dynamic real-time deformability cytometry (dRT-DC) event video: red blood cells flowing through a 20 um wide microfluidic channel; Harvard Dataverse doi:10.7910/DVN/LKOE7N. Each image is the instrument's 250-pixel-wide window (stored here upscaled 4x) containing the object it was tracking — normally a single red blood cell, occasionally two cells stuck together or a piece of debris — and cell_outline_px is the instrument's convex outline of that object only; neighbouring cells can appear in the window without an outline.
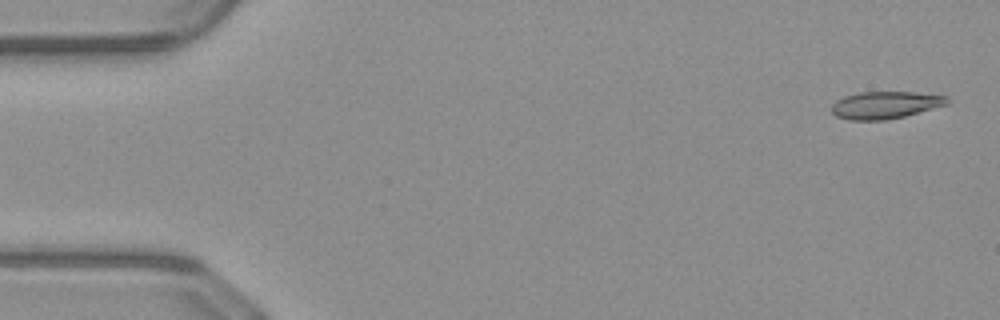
{"species": "common noctule bat (a hibernating species)", "species_latin": "Nyctalus noctula", "temperature_condition": "warm", "stored_images_in_passage": 46, "camera_frame_rate_fps": 3000, "um_per_image_px": 0.085, "animal": {"sex": "male", "body_mass_g": 23.1, "forearm_length_mm": 52.7}, "frame": {"image": 1, "passage_image": 2, "time_ms": 0.333, "image_size_px": [1000, 320], "cell_outline_px": [[948, 104], [904, 116], [884, 120], [848, 120], [836, 116], [832, 112], [832, 104], [836, 100], [844, 96], [860, 92], [912, 92], [948, 96]], "centroid_in_image_um": [75.22, 8.92], "position_along_channel_um": 9.8, "area_um2": 18.26}}
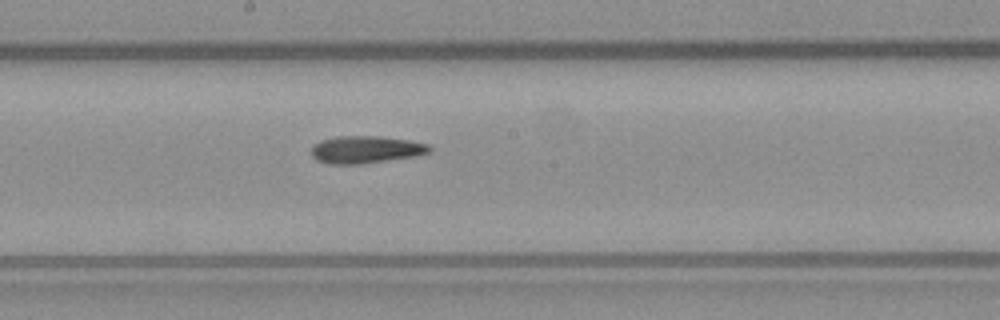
{"frame": {"image": 2, "passage_image": 27, "time_ms": 8.667, "image_size_px": [1000, 320], "cell_outline_px": [[432, 148], [428, 152], [416, 156], [360, 164], [328, 164], [316, 160], [312, 156], [312, 148], [320, 140], [336, 136], [380, 136], [408, 140], [428, 144]], "centroid_in_image_um": [31.07, 12.71], "position_along_channel_um": 217.1, "area_um2": 18.79}}
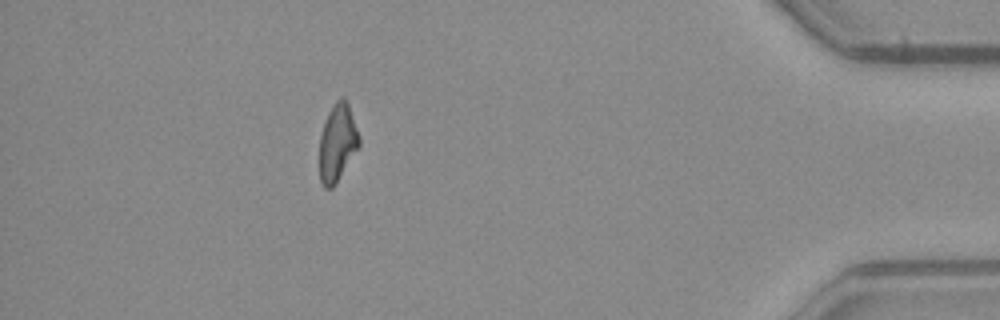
{"frame": {"image": 3, "passage_image": 45, "time_ms": 14.667, "image_size_px": [1000, 320], "cell_outline_px": [[360, 144], [336, 184], [332, 188], [324, 188], [320, 180], [320, 136], [328, 112], [336, 100], [340, 96], [344, 96], [348, 104], [360, 136]], "centroid_in_image_um": [28.68, 12.12], "position_along_channel_um": 406.5, "area_um2": 17.8}}